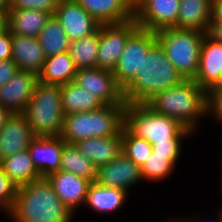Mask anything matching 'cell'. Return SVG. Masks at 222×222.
Instances as JSON below:
<instances>
[{
    "mask_svg": "<svg viewBox=\"0 0 222 222\" xmlns=\"http://www.w3.org/2000/svg\"><path fill=\"white\" fill-rule=\"evenodd\" d=\"M75 145L98 168L115 160L122 153V132L117 136L87 138Z\"/></svg>",
    "mask_w": 222,
    "mask_h": 222,
    "instance_id": "44dd1931",
    "label": "cell"
},
{
    "mask_svg": "<svg viewBox=\"0 0 222 222\" xmlns=\"http://www.w3.org/2000/svg\"><path fill=\"white\" fill-rule=\"evenodd\" d=\"M37 38L46 58L69 51L71 41L54 15L48 19Z\"/></svg>",
    "mask_w": 222,
    "mask_h": 222,
    "instance_id": "83f0119b",
    "label": "cell"
},
{
    "mask_svg": "<svg viewBox=\"0 0 222 222\" xmlns=\"http://www.w3.org/2000/svg\"><path fill=\"white\" fill-rule=\"evenodd\" d=\"M207 34L216 42L222 44V24H210Z\"/></svg>",
    "mask_w": 222,
    "mask_h": 222,
    "instance_id": "ab89813d",
    "label": "cell"
},
{
    "mask_svg": "<svg viewBox=\"0 0 222 222\" xmlns=\"http://www.w3.org/2000/svg\"><path fill=\"white\" fill-rule=\"evenodd\" d=\"M99 29L89 36L70 42L69 54L77 69L97 68Z\"/></svg>",
    "mask_w": 222,
    "mask_h": 222,
    "instance_id": "f1b7e54d",
    "label": "cell"
},
{
    "mask_svg": "<svg viewBox=\"0 0 222 222\" xmlns=\"http://www.w3.org/2000/svg\"><path fill=\"white\" fill-rule=\"evenodd\" d=\"M125 106L102 105L93 111L66 115L60 137L67 144H75L92 137L117 136L124 128Z\"/></svg>",
    "mask_w": 222,
    "mask_h": 222,
    "instance_id": "277c9868",
    "label": "cell"
},
{
    "mask_svg": "<svg viewBox=\"0 0 222 222\" xmlns=\"http://www.w3.org/2000/svg\"><path fill=\"white\" fill-rule=\"evenodd\" d=\"M12 60L18 70L39 74L46 56L38 38L12 35Z\"/></svg>",
    "mask_w": 222,
    "mask_h": 222,
    "instance_id": "ffe728a7",
    "label": "cell"
},
{
    "mask_svg": "<svg viewBox=\"0 0 222 222\" xmlns=\"http://www.w3.org/2000/svg\"><path fill=\"white\" fill-rule=\"evenodd\" d=\"M211 112L222 113V99L213 108H211Z\"/></svg>",
    "mask_w": 222,
    "mask_h": 222,
    "instance_id": "ee69618b",
    "label": "cell"
},
{
    "mask_svg": "<svg viewBox=\"0 0 222 222\" xmlns=\"http://www.w3.org/2000/svg\"><path fill=\"white\" fill-rule=\"evenodd\" d=\"M212 0H180L177 24L174 28L194 29L208 33Z\"/></svg>",
    "mask_w": 222,
    "mask_h": 222,
    "instance_id": "7402d4cb",
    "label": "cell"
},
{
    "mask_svg": "<svg viewBox=\"0 0 222 222\" xmlns=\"http://www.w3.org/2000/svg\"><path fill=\"white\" fill-rule=\"evenodd\" d=\"M124 127L151 145L169 142V139H182L192 133L174 118L156 113L147 104H126Z\"/></svg>",
    "mask_w": 222,
    "mask_h": 222,
    "instance_id": "8992f818",
    "label": "cell"
},
{
    "mask_svg": "<svg viewBox=\"0 0 222 222\" xmlns=\"http://www.w3.org/2000/svg\"><path fill=\"white\" fill-rule=\"evenodd\" d=\"M142 179L140 167L123 153L115 160L97 168L96 182L98 184L121 188L127 192L130 186Z\"/></svg>",
    "mask_w": 222,
    "mask_h": 222,
    "instance_id": "e0dca14e",
    "label": "cell"
},
{
    "mask_svg": "<svg viewBox=\"0 0 222 222\" xmlns=\"http://www.w3.org/2000/svg\"><path fill=\"white\" fill-rule=\"evenodd\" d=\"M146 104L156 113L174 118L191 132L197 119L211 111L209 93L190 79L157 93Z\"/></svg>",
    "mask_w": 222,
    "mask_h": 222,
    "instance_id": "3957f363",
    "label": "cell"
},
{
    "mask_svg": "<svg viewBox=\"0 0 222 222\" xmlns=\"http://www.w3.org/2000/svg\"><path fill=\"white\" fill-rule=\"evenodd\" d=\"M17 186L5 174L0 165V208L9 213L13 207Z\"/></svg>",
    "mask_w": 222,
    "mask_h": 222,
    "instance_id": "836d02e7",
    "label": "cell"
},
{
    "mask_svg": "<svg viewBox=\"0 0 222 222\" xmlns=\"http://www.w3.org/2000/svg\"><path fill=\"white\" fill-rule=\"evenodd\" d=\"M127 195L121 188L103 186L95 181L88 188L85 204L93 210L109 213L122 206Z\"/></svg>",
    "mask_w": 222,
    "mask_h": 222,
    "instance_id": "484cf974",
    "label": "cell"
},
{
    "mask_svg": "<svg viewBox=\"0 0 222 222\" xmlns=\"http://www.w3.org/2000/svg\"><path fill=\"white\" fill-rule=\"evenodd\" d=\"M60 0H10V10H40L55 14Z\"/></svg>",
    "mask_w": 222,
    "mask_h": 222,
    "instance_id": "d6a6232c",
    "label": "cell"
},
{
    "mask_svg": "<svg viewBox=\"0 0 222 222\" xmlns=\"http://www.w3.org/2000/svg\"><path fill=\"white\" fill-rule=\"evenodd\" d=\"M222 78V44L207 33L201 43L199 66L194 81L208 93Z\"/></svg>",
    "mask_w": 222,
    "mask_h": 222,
    "instance_id": "2e32d148",
    "label": "cell"
},
{
    "mask_svg": "<svg viewBox=\"0 0 222 222\" xmlns=\"http://www.w3.org/2000/svg\"><path fill=\"white\" fill-rule=\"evenodd\" d=\"M218 222H222V211L220 212V218H219Z\"/></svg>",
    "mask_w": 222,
    "mask_h": 222,
    "instance_id": "bcb514c9",
    "label": "cell"
},
{
    "mask_svg": "<svg viewBox=\"0 0 222 222\" xmlns=\"http://www.w3.org/2000/svg\"><path fill=\"white\" fill-rule=\"evenodd\" d=\"M213 115H215L217 119L222 121V113H213Z\"/></svg>",
    "mask_w": 222,
    "mask_h": 222,
    "instance_id": "f6af8a7d",
    "label": "cell"
},
{
    "mask_svg": "<svg viewBox=\"0 0 222 222\" xmlns=\"http://www.w3.org/2000/svg\"><path fill=\"white\" fill-rule=\"evenodd\" d=\"M38 81L37 74L19 70L0 87V105L11 113H23Z\"/></svg>",
    "mask_w": 222,
    "mask_h": 222,
    "instance_id": "4fadbf2b",
    "label": "cell"
},
{
    "mask_svg": "<svg viewBox=\"0 0 222 222\" xmlns=\"http://www.w3.org/2000/svg\"><path fill=\"white\" fill-rule=\"evenodd\" d=\"M205 35L200 30L178 28L156 32L157 42L183 79L194 80Z\"/></svg>",
    "mask_w": 222,
    "mask_h": 222,
    "instance_id": "52a82bcc",
    "label": "cell"
},
{
    "mask_svg": "<svg viewBox=\"0 0 222 222\" xmlns=\"http://www.w3.org/2000/svg\"><path fill=\"white\" fill-rule=\"evenodd\" d=\"M47 180L52 185L54 193L72 213L75 212L77 206L85 204L91 184L89 180L63 170L49 175Z\"/></svg>",
    "mask_w": 222,
    "mask_h": 222,
    "instance_id": "ac0fdd59",
    "label": "cell"
},
{
    "mask_svg": "<svg viewBox=\"0 0 222 222\" xmlns=\"http://www.w3.org/2000/svg\"><path fill=\"white\" fill-rule=\"evenodd\" d=\"M12 34L7 28L0 34V61L12 58Z\"/></svg>",
    "mask_w": 222,
    "mask_h": 222,
    "instance_id": "d590c367",
    "label": "cell"
},
{
    "mask_svg": "<svg viewBox=\"0 0 222 222\" xmlns=\"http://www.w3.org/2000/svg\"><path fill=\"white\" fill-rule=\"evenodd\" d=\"M183 80L157 42L144 56L140 71L123 88L124 101L126 104H146L157 93Z\"/></svg>",
    "mask_w": 222,
    "mask_h": 222,
    "instance_id": "7a4b0ae2",
    "label": "cell"
},
{
    "mask_svg": "<svg viewBox=\"0 0 222 222\" xmlns=\"http://www.w3.org/2000/svg\"><path fill=\"white\" fill-rule=\"evenodd\" d=\"M23 114L35 136H61L65 118L61 86L38 81Z\"/></svg>",
    "mask_w": 222,
    "mask_h": 222,
    "instance_id": "5b68a950",
    "label": "cell"
},
{
    "mask_svg": "<svg viewBox=\"0 0 222 222\" xmlns=\"http://www.w3.org/2000/svg\"><path fill=\"white\" fill-rule=\"evenodd\" d=\"M175 162L168 155L152 154L146 159L140 167L143 179L150 181L162 180L172 173Z\"/></svg>",
    "mask_w": 222,
    "mask_h": 222,
    "instance_id": "1f68e13d",
    "label": "cell"
},
{
    "mask_svg": "<svg viewBox=\"0 0 222 222\" xmlns=\"http://www.w3.org/2000/svg\"><path fill=\"white\" fill-rule=\"evenodd\" d=\"M10 10V0H0V12L6 13Z\"/></svg>",
    "mask_w": 222,
    "mask_h": 222,
    "instance_id": "7bdbcfd3",
    "label": "cell"
},
{
    "mask_svg": "<svg viewBox=\"0 0 222 222\" xmlns=\"http://www.w3.org/2000/svg\"><path fill=\"white\" fill-rule=\"evenodd\" d=\"M54 16L70 41L94 34L100 26L75 0H60Z\"/></svg>",
    "mask_w": 222,
    "mask_h": 222,
    "instance_id": "7c38bea8",
    "label": "cell"
},
{
    "mask_svg": "<svg viewBox=\"0 0 222 222\" xmlns=\"http://www.w3.org/2000/svg\"><path fill=\"white\" fill-rule=\"evenodd\" d=\"M18 71V67L12 59L0 61V87L8 82Z\"/></svg>",
    "mask_w": 222,
    "mask_h": 222,
    "instance_id": "8d00e7d4",
    "label": "cell"
},
{
    "mask_svg": "<svg viewBox=\"0 0 222 222\" xmlns=\"http://www.w3.org/2000/svg\"><path fill=\"white\" fill-rule=\"evenodd\" d=\"M77 68L69 52L49 56L45 59L38 80L46 84L64 85L73 82Z\"/></svg>",
    "mask_w": 222,
    "mask_h": 222,
    "instance_id": "cb8c5ba5",
    "label": "cell"
},
{
    "mask_svg": "<svg viewBox=\"0 0 222 222\" xmlns=\"http://www.w3.org/2000/svg\"><path fill=\"white\" fill-rule=\"evenodd\" d=\"M7 14L0 12V34L8 28Z\"/></svg>",
    "mask_w": 222,
    "mask_h": 222,
    "instance_id": "b9f144b4",
    "label": "cell"
},
{
    "mask_svg": "<svg viewBox=\"0 0 222 222\" xmlns=\"http://www.w3.org/2000/svg\"><path fill=\"white\" fill-rule=\"evenodd\" d=\"M73 82L94 93L103 105L126 104L123 88L117 83L112 71L100 68L78 69Z\"/></svg>",
    "mask_w": 222,
    "mask_h": 222,
    "instance_id": "8fae6325",
    "label": "cell"
},
{
    "mask_svg": "<svg viewBox=\"0 0 222 222\" xmlns=\"http://www.w3.org/2000/svg\"><path fill=\"white\" fill-rule=\"evenodd\" d=\"M157 43L156 32L138 28L127 40L122 55L112 71L117 83L124 88L140 71L144 56Z\"/></svg>",
    "mask_w": 222,
    "mask_h": 222,
    "instance_id": "ba28073f",
    "label": "cell"
},
{
    "mask_svg": "<svg viewBox=\"0 0 222 222\" xmlns=\"http://www.w3.org/2000/svg\"><path fill=\"white\" fill-rule=\"evenodd\" d=\"M51 16L40 10H9L8 29L12 35L37 38Z\"/></svg>",
    "mask_w": 222,
    "mask_h": 222,
    "instance_id": "603a6c76",
    "label": "cell"
},
{
    "mask_svg": "<svg viewBox=\"0 0 222 222\" xmlns=\"http://www.w3.org/2000/svg\"><path fill=\"white\" fill-rule=\"evenodd\" d=\"M180 0H134V19L139 28L157 32L177 24Z\"/></svg>",
    "mask_w": 222,
    "mask_h": 222,
    "instance_id": "30bf717a",
    "label": "cell"
},
{
    "mask_svg": "<svg viewBox=\"0 0 222 222\" xmlns=\"http://www.w3.org/2000/svg\"><path fill=\"white\" fill-rule=\"evenodd\" d=\"M182 139H169V142H156L152 151L156 154L168 155L175 163L180 157Z\"/></svg>",
    "mask_w": 222,
    "mask_h": 222,
    "instance_id": "e575fe53",
    "label": "cell"
},
{
    "mask_svg": "<svg viewBox=\"0 0 222 222\" xmlns=\"http://www.w3.org/2000/svg\"><path fill=\"white\" fill-rule=\"evenodd\" d=\"M12 113L0 105V129L5 125L6 120Z\"/></svg>",
    "mask_w": 222,
    "mask_h": 222,
    "instance_id": "60d3db41",
    "label": "cell"
},
{
    "mask_svg": "<svg viewBox=\"0 0 222 222\" xmlns=\"http://www.w3.org/2000/svg\"><path fill=\"white\" fill-rule=\"evenodd\" d=\"M60 170L72 172L90 182L96 181L97 167L79 151L75 144L64 145Z\"/></svg>",
    "mask_w": 222,
    "mask_h": 222,
    "instance_id": "f546056e",
    "label": "cell"
},
{
    "mask_svg": "<svg viewBox=\"0 0 222 222\" xmlns=\"http://www.w3.org/2000/svg\"><path fill=\"white\" fill-rule=\"evenodd\" d=\"M73 214L54 193L47 178L18 186L8 213L14 222H71Z\"/></svg>",
    "mask_w": 222,
    "mask_h": 222,
    "instance_id": "6da1fadb",
    "label": "cell"
},
{
    "mask_svg": "<svg viewBox=\"0 0 222 222\" xmlns=\"http://www.w3.org/2000/svg\"><path fill=\"white\" fill-rule=\"evenodd\" d=\"M62 108L66 115L72 113L93 111L103 104L85 88L79 87L75 82L61 85Z\"/></svg>",
    "mask_w": 222,
    "mask_h": 222,
    "instance_id": "4316f807",
    "label": "cell"
},
{
    "mask_svg": "<svg viewBox=\"0 0 222 222\" xmlns=\"http://www.w3.org/2000/svg\"><path fill=\"white\" fill-rule=\"evenodd\" d=\"M0 165L5 174L17 187L41 178L28 150L4 158L0 161Z\"/></svg>",
    "mask_w": 222,
    "mask_h": 222,
    "instance_id": "d4e9b609",
    "label": "cell"
},
{
    "mask_svg": "<svg viewBox=\"0 0 222 222\" xmlns=\"http://www.w3.org/2000/svg\"><path fill=\"white\" fill-rule=\"evenodd\" d=\"M210 24H222V0H212Z\"/></svg>",
    "mask_w": 222,
    "mask_h": 222,
    "instance_id": "74e56055",
    "label": "cell"
},
{
    "mask_svg": "<svg viewBox=\"0 0 222 222\" xmlns=\"http://www.w3.org/2000/svg\"><path fill=\"white\" fill-rule=\"evenodd\" d=\"M222 99V78L209 92V104L213 108Z\"/></svg>",
    "mask_w": 222,
    "mask_h": 222,
    "instance_id": "f35d334b",
    "label": "cell"
},
{
    "mask_svg": "<svg viewBox=\"0 0 222 222\" xmlns=\"http://www.w3.org/2000/svg\"><path fill=\"white\" fill-rule=\"evenodd\" d=\"M139 28L135 19L99 26L97 68L113 71L128 38Z\"/></svg>",
    "mask_w": 222,
    "mask_h": 222,
    "instance_id": "9c48e42d",
    "label": "cell"
},
{
    "mask_svg": "<svg viewBox=\"0 0 222 222\" xmlns=\"http://www.w3.org/2000/svg\"><path fill=\"white\" fill-rule=\"evenodd\" d=\"M100 25L117 24L134 18V0H75Z\"/></svg>",
    "mask_w": 222,
    "mask_h": 222,
    "instance_id": "d6986e66",
    "label": "cell"
},
{
    "mask_svg": "<svg viewBox=\"0 0 222 222\" xmlns=\"http://www.w3.org/2000/svg\"><path fill=\"white\" fill-rule=\"evenodd\" d=\"M34 135L23 113H12L0 129V161L27 150Z\"/></svg>",
    "mask_w": 222,
    "mask_h": 222,
    "instance_id": "9a60e30c",
    "label": "cell"
},
{
    "mask_svg": "<svg viewBox=\"0 0 222 222\" xmlns=\"http://www.w3.org/2000/svg\"><path fill=\"white\" fill-rule=\"evenodd\" d=\"M65 141L60 136H36L27 150L41 178L58 172Z\"/></svg>",
    "mask_w": 222,
    "mask_h": 222,
    "instance_id": "5bb4252c",
    "label": "cell"
},
{
    "mask_svg": "<svg viewBox=\"0 0 222 222\" xmlns=\"http://www.w3.org/2000/svg\"><path fill=\"white\" fill-rule=\"evenodd\" d=\"M122 153L141 167L152 154V145L145 139L132 135L124 127L122 130Z\"/></svg>",
    "mask_w": 222,
    "mask_h": 222,
    "instance_id": "4dcf8cb0",
    "label": "cell"
}]
</instances>
